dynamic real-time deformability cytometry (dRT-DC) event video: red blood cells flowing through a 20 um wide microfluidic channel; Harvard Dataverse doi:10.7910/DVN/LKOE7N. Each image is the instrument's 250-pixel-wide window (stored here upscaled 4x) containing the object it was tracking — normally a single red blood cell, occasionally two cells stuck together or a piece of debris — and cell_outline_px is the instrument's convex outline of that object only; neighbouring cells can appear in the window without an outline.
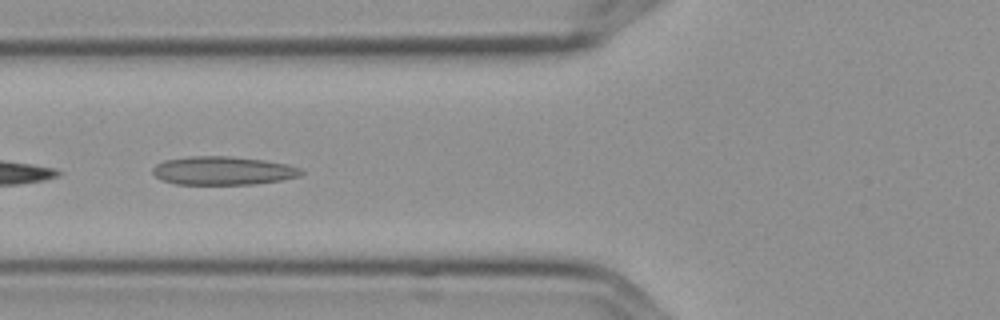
{"species": "Egyptian fruit bat (a non-hibernating species)", "species_latin": "Rousettus aegyptiacus", "temperature_condition": "cold", "stored_images_in_passage": 9, "camera_frame_rate_fps": 3000, "um_per_image_px": 0.085, "frame": {"image": 1, "passage_image": 6, "time_ms": 1.667, "image_size_px": [1000, 320], "cell_outline_px": [[304, 172], [300, 176], [280, 180], [256, 184], [176, 184], [160, 180], [152, 172], [152, 168], [156, 164], [164, 160], [188, 156], [232, 156], [264, 160], [288, 164], [300, 168]], "centroid_in_image_um": [18.94, 14.5], "position_along_channel_um": 106.9, "area_um2": 24.8}}
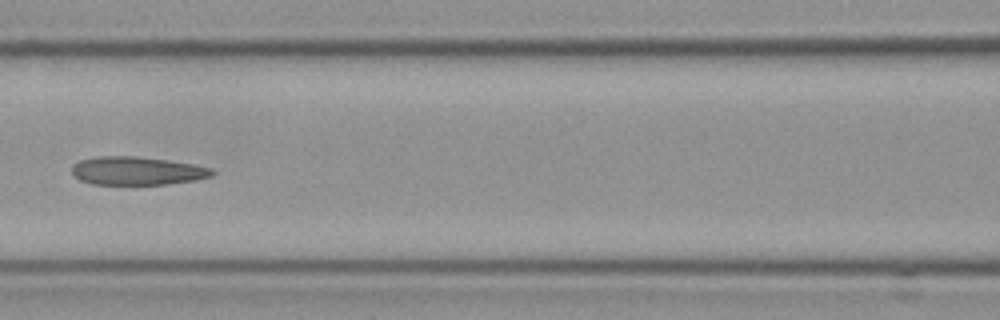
{"frame": {"image": 2, "passage_image": 7, "time_ms": 2.0, "image_size_px": [1000, 320], "cell_outline_px": [[216, 172], [212, 176], [196, 180], [168, 184], [92, 184], [80, 180], [72, 172], [72, 164], [80, 160], [100, 156], [136, 156], [168, 160], [192, 164], [212, 168]], "centroid_in_image_um": [11.67, 14.52], "position_along_channel_um": 154.9, "area_um2": 23.12}}
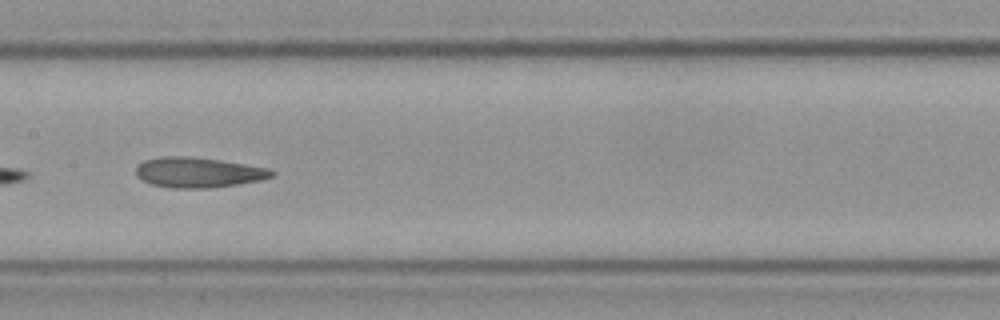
{"frame": {"image": 3, "passage_image": 8, "time_ms": 2.333, "image_size_px": [1000, 320], "cell_outline_px": [[276, 172], [272, 176], [260, 180], [236, 184], [208, 188], [172, 188], [152, 184], [136, 176], [136, 164], [144, 160], [164, 156], [192, 156], [220, 160], [272, 168]], "centroid_in_image_um": [16.86, 14.64], "position_along_channel_um": 190.5, "area_um2": 23.99}}